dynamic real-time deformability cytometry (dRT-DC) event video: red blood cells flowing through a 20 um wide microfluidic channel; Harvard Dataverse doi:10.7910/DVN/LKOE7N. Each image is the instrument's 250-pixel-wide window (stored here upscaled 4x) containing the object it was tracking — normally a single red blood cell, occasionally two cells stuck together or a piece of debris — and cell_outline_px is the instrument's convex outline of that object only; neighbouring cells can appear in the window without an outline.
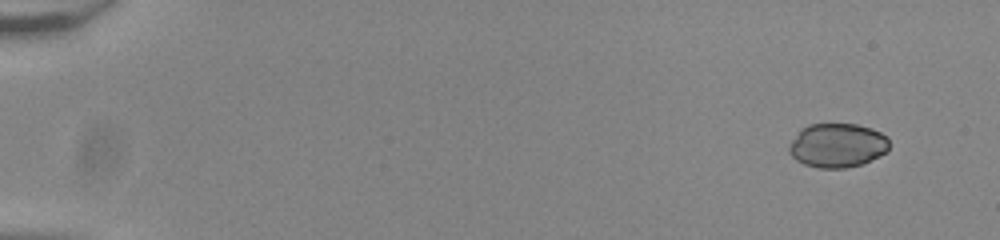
{"species": "common noctule bat (a hibernating species)", "species_latin": "Nyctalus noctula", "temperature_condition": "room temperature", "stored_images_in_passage": 52, "camera_frame_rate_fps": 3000, "um_per_image_px": 0.085, "animal": {"sex": "male", "body_mass_g": 20.0, "forearm_length_mm": 53.3}, "frame": {"image": 1, "passage_image": 1, "time_ms": 0.0, "image_size_px": [1000, 240], "cell_outline_px": [[888, 148], [880, 156], [860, 164], [844, 168], [820, 168], [804, 164], [796, 160], [788, 152], [788, 144], [800, 128], [808, 124], [856, 124], [872, 128], [888, 136]], "centroid_in_image_um": [71.14, 12.34], "position_along_channel_um": 13.9, "area_um2": 25.89}}
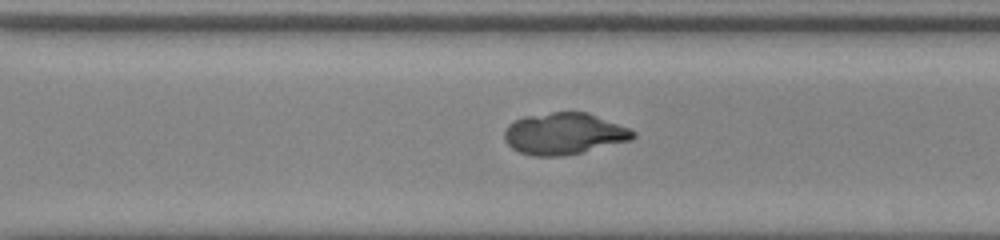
{"frame": {"image": 2, "passage_image": 37, "time_ms": 12.0, "image_size_px": [1000, 240], "cell_outline_px": [[636, 136], [632, 140], [584, 152], [564, 156], [532, 156], [520, 152], [512, 148], [504, 140], [504, 132], [508, 124], [524, 116], [552, 112], [588, 112], [628, 128], [636, 132]], "centroid_in_image_um": [47.95, 11.37], "position_along_channel_um": 322.7, "area_um2": 31.33}}
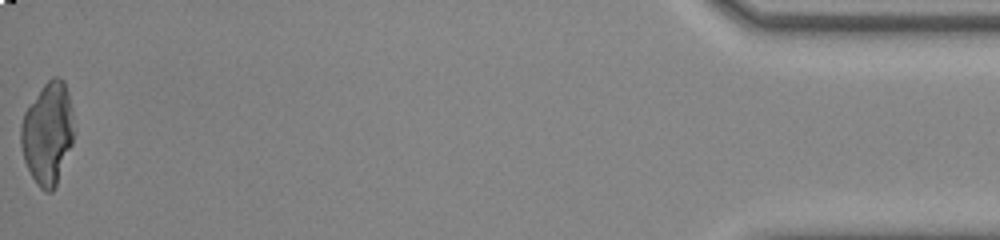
{"frame": {"image": 3, "passage_image": 52, "time_ms": 17.0, "image_size_px": [1000, 240], "cell_outline_px": [[76, 132], [72, 144], [56, 184], [52, 192], [44, 192], [40, 188], [32, 176], [24, 160], [20, 144], [20, 128], [24, 112], [44, 84], [52, 76], [60, 76], [64, 80], [68, 92], [72, 108], [76, 128]], "centroid_in_image_um": [4.08, 11.3], "position_along_channel_um": 431.1, "area_um2": 31.91}}